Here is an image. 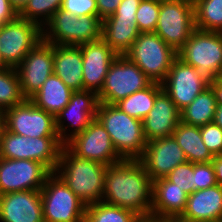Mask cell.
<instances>
[{"label": "cell", "instance_id": "836d02e7", "mask_svg": "<svg viewBox=\"0 0 222 222\" xmlns=\"http://www.w3.org/2000/svg\"><path fill=\"white\" fill-rule=\"evenodd\" d=\"M160 0H142L136 11V24L139 31L154 32L158 22Z\"/></svg>", "mask_w": 222, "mask_h": 222}, {"label": "cell", "instance_id": "f6af8a7d", "mask_svg": "<svg viewBox=\"0 0 222 222\" xmlns=\"http://www.w3.org/2000/svg\"><path fill=\"white\" fill-rule=\"evenodd\" d=\"M162 222H196L191 219H187L182 215H171L161 218Z\"/></svg>", "mask_w": 222, "mask_h": 222}, {"label": "cell", "instance_id": "c3c4849f", "mask_svg": "<svg viewBox=\"0 0 222 222\" xmlns=\"http://www.w3.org/2000/svg\"><path fill=\"white\" fill-rule=\"evenodd\" d=\"M6 67H8V66L3 62L2 58H1V55H0V70L4 69Z\"/></svg>", "mask_w": 222, "mask_h": 222}, {"label": "cell", "instance_id": "30bf717a", "mask_svg": "<svg viewBox=\"0 0 222 222\" xmlns=\"http://www.w3.org/2000/svg\"><path fill=\"white\" fill-rule=\"evenodd\" d=\"M151 83L152 81L135 63L125 55H118L109 67L98 99L99 102L115 105Z\"/></svg>", "mask_w": 222, "mask_h": 222}, {"label": "cell", "instance_id": "8fae6325", "mask_svg": "<svg viewBox=\"0 0 222 222\" xmlns=\"http://www.w3.org/2000/svg\"><path fill=\"white\" fill-rule=\"evenodd\" d=\"M2 126L9 132L31 138L59 137L55 116L30 99L3 112Z\"/></svg>", "mask_w": 222, "mask_h": 222}, {"label": "cell", "instance_id": "4dcf8cb0", "mask_svg": "<svg viewBox=\"0 0 222 222\" xmlns=\"http://www.w3.org/2000/svg\"><path fill=\"white\" fill-rule=\"evenodd\" d=\"M26 98L21 91L17 70L6 67L0 70V111L12 108L23 102Z\"/></svg>", "mask_w": 222, "mask_h": 222}, {"label": "cell", "instance_id": "9c48e42d", "mask_svg": "<svg viewBox=\"0 0 222 222\" xmlns=\"http://www.w3.org/2000/svg\"><path fill=\"white\" fill-rule=\"evenodd\" d=\"M195 29L193 0H160L155 33L178 52Z\"/></svg>", "mask_w": 222, "mask_h": 222}, {"label": "cell", "instance_id": "ba28073f", "mask_svg": "<svg viewBox=\"0 0 222 222\" xmlns=\"http://www.w3.org/2000/svg\"><path fill=\"white\" fill-rule=\"evenodd\" d=\"M40 192L44 222H77L85 217L87 205L55 172L47 177Z\"/></svg>", "mask_w": 222, "mask_h": 222}, {"label": "cell", "instance_id": "5bb4252c", "mask_svg": "<svg viewBox=\"0 0 222 222\" xmlns=\"http://www.w3.org/2000/svg\"><path fill=\"white\" fill-rule=\"evenodd\" d=\"M65 146L79 158L107 166L123 160L115 150L110 135L97 118L93 119L82 133L71 138Z\"/></svg>", "mask_w": 222, "mask_h": 222}, {"label": "cell", "instance_id": "3957f363", "mask_svg": "<svg viewBox=\"0 0 222 222\" xmlns=\"http://www.w3.org/2000/svg\"><path fill=\"white\" fill-rule=\"evenodd\" d=\"M96 118L110 135L111 142L122 159L139 160L147 141L143 122L122 112L116 105L100 102Z\"/></svg>", "mask_w": 222, "mask_h": 222}, {"label": "cell", "instance_id": "b9f144b4", "mask_svg": "<svg viewBox=\"0 0 222 222\" xmlns=\"http://www.w3.org/2000/svg\"><path fill=\"white\" fill-rule=\"evenodd\" d=\"M209 86L214 92L216 104L222 105V77L210 81Z\"/></svg>", "mask_w": 222, "mask_h": 222}, {"label": "cell", "instance_id": "6da1fadb", "mask_svg": "<svg viewBox=\"0 0 222 222\" xmlns=\"http://www.w3.org/2000/svg\"><path fill=\"white\" fill-rule=\"evenodd\" d=\"M102 201L138 216L151 215L152 180L140 160L123 159L107 167Z\"/></svg>", "mask_w": 222, "mask_h": 222}, {"label": "cell", "instance_id": "ac0fdd59", "mask_svg": "<svg viewBox=\"0 0 222 222\" xmlns=\"http://www.w3.org/2000/svg\"><path fill=\"white\" fill-rule=\"evenodd\" d=\"M151 180L166 177L176 166L187 162V158L173 135L147 142L139 159Z\"/></svg>", "mask_w": 222, "mask_h": 222}, {"label": "cell", "instance_id": "bcb514c9", "mask_svg": "<svg viewBox=\"0 0 222 222\" xmlns=\"http://www.w3.org/2000/svg\"><path fill=\"white\" fill-rule=\"evenodd\" d=\"M213 122L222 129V105H217Z\"/></svg>", "mask_w": 222, "mask_h": 222}, {"label": "cell", "instance_id": "d4e9b609", "mask_svg": "<svg viewBox=\"0 0 222 222\" xmlns=\"http://www.w3.org/2000/svg\"><path fill=\"white\" fill-rule=\"evenodd\" d=\"M72 93L73 90L53 73L30 100L37 107L56 117L69 103Z\"/></svg>", "mask_w": 222, "mask_h": 222}, {"label": "cell", "instance_id": "44dd1931", "mask_svg": "<svg viewBox=\"0 0 222 222\" xmlns=\"http://www.w3.org/2000/svg\"><path fill=\"white\" fill-rule=\"evenodd\" d=\"M143 133L147 142L173 134L181 122L180 110L162 90L155 99L153 108L143 119Z\"/></svg>", "mask_w": 222, "mask_h": 222}, {"label": "cell", "instance_id": "52a82bcc", "mask_svg": "<svg viewBox=\"0 0 222 222\" xmlns=\"http://www.w3.org/2000/svg\"><path fill=\"white\" fill-rule=\"evenodd\" d=\"M125 56L152 82L161 84L166 79L177 52L155 32H142Z\"/></svg>", "mask_w": 222, "mask_h": 222}, {"label": "cell", "instance_id": "ab89813d", "mask_svg": "<svg viewBox=\"0 0 222 222\" xmlns=\"http://www.w3.org/2000/svg\"><path fill=\"white\" fill-rule=\"evenodd\" d=\"M122 0H96L98 16L104 18L114 14Z\"/></svg>", "mask_w": 222, "mask_h": 222}, {"label": "cell", "instance_id": "7a4b0ae2", "mask_svg": "<svg viewBox=\"0 0 222 222\" xmlns=\"http://www.w3.org/2000/svg\"><path fill=\"white\" fill-rule=\"evenodd\" d=\"M107 165L79 158L65 145L55 173L86 205L102 201Z\"/></svg>", "mask_w": 222, "mask_h": 222}, {"label": "cell", "instance_id": "7dc6e473", "mask_svg": "<svg viewBox=\"0 0 222 222\" xmlns=\"http://www.w3.org/2000/svg\"><path fill=\"white\" fill-rule=\"evenodd\" d=\"M134 222H162L161 218L148 215V216H138Z\"/></svg>", "mask_w": 222, "mask_h": 222}, {"label": "cell", "instance_id": "7402d4cb", "mask_svg": "<svg viewBox=\"0 0 222 222\" xmlns=\"http://www.w3.org/2000/svg\"><path fill=\"white\" fill-rule=\"evenodd\" d=\"M182 216L196 222L222 220V186L216 184L188 195Z\"/></svg>", "mask_w": 222, "mask_h": 222}, {"label": "cell", "instance_id": "e0dca14e", "mask_svg": "<svg viewBox=\"0 0 222 222\" xmlns=\"http://www.w3.org/2000/svg\"><path fill=\"white\" fill-rule=\"evenodd\" d=\"M15 69L19 76L22 94L26 99H30L53 74L54 44L42 39Z\"/></svg>", "mask_w": 222, "mask_h": 222}, {"label": "cell", "instance_id": "1f68e13d", "mask_svg": "<svg viewBox=\"0 0 222 222\" xmlns=\"http://www.w3.org/2000/svg\"><path fill=\"white\" fill-rule=\"evenodd\" d=\"M85 216L90 222H134L138 218L128 209L103 201L87 205Z\"/></svg>", "mask_w": 222, "mask_h": 222}, {"label": "cell", "instance_id": "7c38bea8", "mask_svg": "<svg viewBox=\"0 0 222 222\" xmlns=\"http://www.w3.org/2000/svg\"><path fill=\"white\" fill-rule=\"evenodd\" d=\"M42 40V28L19 16L0 26V55L8 67L16 68Z\"/></svg>", "mask_w": 222, "mask_h": 222}, {"label": "cell", "instance_id": "f907efd6", "mask_svg": "<svg viewBox=\"0 0 222 222\" xmlns=\"http://www.w3.org/2000/svg\"><path fill=\"white\" fill-rule=\"evenodd\" d=\"M3 112L0 111V130L2 127Z\"/></svg>", "mask_w": 222, "mask_h": 222}, {"label": "cell", "instance_id": "7bdbcfd3", "mask_svg": "<svg viewBox=\"0 0 222 222\" xmlns=\"http://www.w3.org/2000/svg\"><path fill=\"white\" fill-rule=\"evenodd\" d=\"M211 163L214 167L216 182L222 186V154L214 156Z\"/></svg>", "mask_w": 222, "mask_h": 222}, {"label": "cell", "instance_id": "f35d334b", "mask_svg": "<svg viewBox=\"0 0 222 222\" xmlns=\"http://www.w3.org/2000/svg\"><path fill=\"white\" fill-rule=\"evenodd\" d=\"M142 0H122L116 12L104 19L136 20V11Z\"/></svg>", "mask_w": 222, "mask_h": 222}, {"label": "cell", "instance_id": "681fc988", "mask_svg": "<svg viewBox=\"0 0 222 222\" xmlns=\"http://www.w3.org/2000/svg\"><path fill=\"white\" fill-rule=\"evenodd\" d=\"M77 222H90V220L85 216Z\"/></svg>", "mask_w": 222, "mask_h": 222}, {"label": "cell", "instance_id": "4fadbf2b", "mask_svg": "<svg viewBox=\"0 0 222 222\" xmlns=\"http://www.w3.org/2000/svg\"><path fill=\"white\" fill-rule=\"evenodd\" d=\"M99 103L96 92L89 90L73 91L69 103L55 117L59 139L64 145L75 135L82 133L89 123L96 118ZM65 121L68 123L64 124Z\"/></svg>", "mask_w": 222, "mask_h": 222}, {"label": "cell", "instance_id": "e575fe53", "mask_svg": "<svg viewBox=\"0 0 222 222\" xmlns=\"http://www.w3.org/2000/svg\"><path fill=\"white\" fill-rule=\"evenodd\" d=\"M167 180L176 184V186L188 195L194 192V163L189 161L176 166L166 177Z\"/></svg>", "mask_w": 222, "mask_h": 222}, {"label": "cell", "instance_id": "4316f807", "mask_svg": "<svg viewBox=\"0 0 222 222\" xmlns=\"http://www.w3.org/2000/svg\"><path fill=\"white\" fill-rule=\"evenodd\" d=\"M172 135L182 148L187 161L191 163H206L211 162L214 158L202 140L200 126L180 122Z\"/></svg>", "mask_w": 222, "mask_h": 222}, {"label": "cell", "instance_id": "cb8c5ba5", "mask_svg": "<svg viewBox=\"0 0 222 222\" xmlns=\"http://www.w3.org/2000/svg\"><path fill=\"white\" fill-rule=\"evenodd\" d=\"M53 73L73 91L83 90V60L80 46L54 45Z\"/></svg>", "mask_w": 222, "mask_h": 222}, {"label": "cell", "instance_id": "d6986e66", "mask_svg": "<svg viewBox=\"0 0 222 222\" xmlns=\"http://www.w3.org/2000/svg\"><path fill=\"white\" fill-rule=\"evenodd\" d=\"M79 46L83 60V90L98 94L118 54L102 38Z\"/></svg>", "mask_w": 222, "mask_h": 222}, {"label": "cell", "instance_id": "f1b7e54d", "mask_svg": "<svg viewBox=\"0 0 222 222\" xmlns=\"http://www.w3.org/2000/svg\"><path fill=\"white\" fill-rule=\"evenodd\" d=\"M162 90V85L160 83L152 82L145 89L134 92L115 105L127 115L143 121L153 108L156 96Z\"/></svg>", "mask_w": 222, "mask_h": 222}, {"label": "cell", "instance_id": "d6a6232c", "mask_svg": "<svg viewBox=\"0 0 222 222\" xmlns=\"http://www.w3.org/2000/svg\"><path fill=\"white\" fill-rule=\"evenodd\" d=\"M63 0H29L19 17L35 22L41 28L61 8Z\"/></svg>", "mask_w": 222, "mask_h": 222}, {"label": "cell", "instance_id": "603a6c76", "mask_svg": "<svg viewBox=\"0 0 222 222\" xmlns=\"http://www.w3.org/2000/svg\"><path fill=\"white\" fill-rule=\"evenodd\" d=\"M188 194L165 177L152 181L151 215L163 218L182 215L186 208Z\"/></svg>", "mask_w": 222, "mask_h": 222}, {"label": "cell", "instance_id": "f546056e", "mask_svg": "<svg viewBox=\"0 0 222 222\" xmlns=\"http://www.w3.org/2000/svg\"><path fill=\"white\" fill-rule=\"evenodd\" d=\"M195 28L222 32V0H193Z\"/></svg>", "mask_w": 222, "mask_h": 222}, {"label": "cell", "instance_id": "83f0119b", "mask_svg": "<svg viewBox=\"0 0 222 222\" xmlns=\"http://www.w3.org/2000/svg\"><path fill=\"white\" fill-rule=\"evenodd\" d=\"M216 107L214 92L208 86L187 107L180 111L181 122L194 126L206 125L213 122Z\"/></svg>", "mask_w": 222, "mask_h": 222}, {"label": "cell", "instance_id": "60d3db41", "mask_svg": "<svg viewBox=\"0 0 222 222\" xmlns=\"http://www.w3.org/2000/svg\"><path fill=\"white\" fill-rule=\"evenodd\" d=\"M18 16L9 0H0V26L15 20Z\"/></svg>", "mask_w": 222, "mask_h": 222}, {"label": "cell", "instance_id": "9a60e30c", "mask_svg": "<svg viewBox=\"0 0 222 222\" xmlns=\"http://www.w3.org/2000/svg\"><path fill=\"white\" fill-rule=\"evenodd\" d=\"M51 173L40 162L0 157V195L25 190H41Z\"/></svg>", "mask_w": 222, "mask_h": 222}, {"label": "cell", "instance_id": "8992f818", "mask_svg": "<svg viewBox=\"0 0 222 222\" xmlns=\"http://www.w3.org/2000/svg\"><path fill=\"white\" fill-rule=\"evenodd\" d=\"M177 57L209 81L222 77V32L195 28Z\"/></svg>", "mask_w": 222, "mask_h": 222}, {"label": "cell", "instance_id": "2e32d148", "mask_svg": "<svg viewBox=\"0 0 222 222\" xmlns=\"http://www.w3.org/2000/svg\"><path fill=\"white\" fill-rule=\"evenodd\" d=\"M210 81L196 68L176 57L166 79L161 83L162 89L181 111L187 107Z\"/></svg>", "mask_w": 222, "mask_h": 222}, {"label": "cell", "instance_id": "ee69618b", "mask_svg": "<svg viewBox=\"0 0 222 222\" xmlns=\"http://www.w3.org/2000/svg\"><path fill=\"white\" fill-rule=\"evenodd\" d=\"M12 8L19 15L28 4L29 0H9Z\"/></svg>", "mask_w": 222, "mask_h": 222}, {"label": "cell", "instance_id": "5b68a950", "mask_svg": "<svg viewBox=\"0 0 222 222\" xmlns=\"http://www.w3.org/2000/svg\"><path fill=\"white\" fill-rule=\"evenodd\" d=\"M64 144L59 137L31 138L7 131H0V157L5 159H28L44 164L55 172Z\"/></svg>", "mask_w": 222, "mask_h": 222}, {"label": "cell", "instance_id": "ffe728a7", "mask_svg": "<svg viewBox=\"0 0 222 222\" xmlns=\"http://www.w3.org/2000/svg\"><path fill=\"white\" fill-rule=\"evenodd\" d=\"M0 222H44L40 190L0 195Z\"/></svg>", "mask_w": 222, "mask_h": 222}, {"label": "cell", "instance_id": "74e56055", "mask_svg": "<svg viewBox=\"0 0 222 222\" xmlns=\"http://www.w3.org/2000/svg\"><path fill=\"white\" fill-rule=\"evenodd\" d=\"M60 9L75 16H98L96 0H63Z\"/></svg>", "mask_w": 222, "mask_h": 222}, {"label": "cell", "instance_id": "d590c367", "mask_svg": "<svg viewBox=\"0 0 222 222\" xmlns=\"http://www.w3.org/2000/svg\"><path fill=\"white\" fill-rule=\"evenodd\" d=\"M200 133L205 146L209 149L213 156L222 154V129L210 122L200 126Z\"/></svg>", "mask_w": 222, "mask_h": 222}, {"label": "cell", "instance_id": "8d00e7d4", "mask_svg": "<svg viewBox=\"0 0 222 222\" xmlns=\"http://www.w3.org/2000/svg\"><path fill=\"white\" fill-rule=\"evenodd\" d=\"M194 179V192L216 185L217 182L212 163H194Z\"/></svg>", "mask_w": 222, "mask_h": 222}, {"label": "cell", "instance_id": "484cf974", "mask_svg": "<svg viewBox=\"0 0 222 222\" xmlns=\"http://www.w3.org/2000/svg\"><path fill=\"white\" fill-rule=\"evenodd\" d=\"M140 33L136 20H102V39L118 55H125Z\"/></svg>", "mask_w": 222, "mask_h": 222}, {"label": "cell", "instance_id": "277c9868", "mask_svg": "<svg viewBox=\"0 0 222 222\" xmlns=\"http://www.w3.org/2000/svg\"><path fill=\"white\" fill-rule=\"evenodd\" d=\"M102 38L99 16H75L57 10L42 28V39L54 45L79 46Z\"/></svg>", "mask_w": 222, "mask_h": 222}]
</instances>
